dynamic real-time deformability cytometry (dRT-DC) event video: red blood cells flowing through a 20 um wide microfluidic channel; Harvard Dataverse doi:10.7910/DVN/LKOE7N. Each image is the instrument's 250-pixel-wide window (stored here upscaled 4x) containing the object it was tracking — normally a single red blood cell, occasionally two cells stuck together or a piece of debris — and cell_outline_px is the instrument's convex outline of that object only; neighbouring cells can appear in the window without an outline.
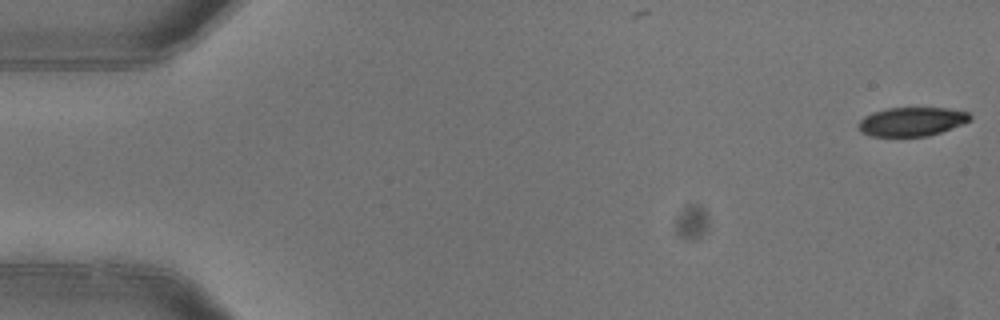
{"species": "common noctule bat (a hibernating species)", "species_latin": "Nyctalus noctula", "temperature_condition": "warm", "stored_images_in_passage": 3, "camera_frame_rate_fps": 3000, "um_per_image_px": 0.085, "animal": {"sex": "female"}, "frame": {"image": 1, "passage_image": 1, "time_ms": 0.0, "image_size_px": [1000, 320], "cell_outline_px": [[972, 120], [964, 124], [928, 136], [868, 136], [860, 132], [860, 120], [864, 116], [872, 112], [888, 108], [948, 108], [968, 112], [972, 116]], "centroid_in_image_um": [77.53, 10.33], "position_along_channel_um": 7.5, "area_um2": 18.84}}